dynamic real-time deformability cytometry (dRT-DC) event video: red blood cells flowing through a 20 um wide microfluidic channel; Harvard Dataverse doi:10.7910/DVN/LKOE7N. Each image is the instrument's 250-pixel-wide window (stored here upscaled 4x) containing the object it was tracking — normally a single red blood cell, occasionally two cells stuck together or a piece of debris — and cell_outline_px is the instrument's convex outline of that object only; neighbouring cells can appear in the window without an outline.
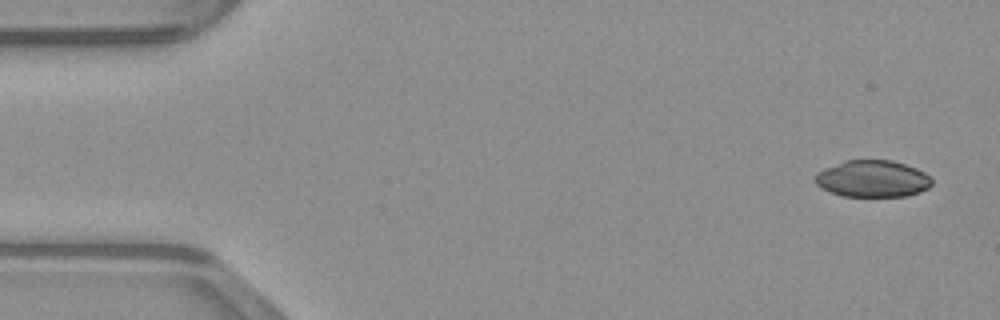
{"species": "common noctule bat (a hibernating species)", "species_latin": "Nyctalus noctula", "temperature_condition": "warm", "stored_images_in_passage": 47, "camera_frame_rate_fps": 3000, "um_per_image_px": 0.085, "animal": {"sex": "male", "body_mass_g": 23.1, "forearm_length_mm": 52.7}, "frame": {"image": 1, "passage_image": 1, "time_ms": 0.0, "image_size_px": [1000, 320], "cell_outline_px": [[932, 184], [928, 188], [904, 196], [844, 196], [832, 192], [816, 184], [812, 180], [816, 172], [824, 168], [844, 160], [892, 160], [916, 168], [924, 172], [932, 180]], "centroid_in_image_um": [74.12, 15.18], "position_along_channel_um": 10.9, "area_um2": 24.91}}
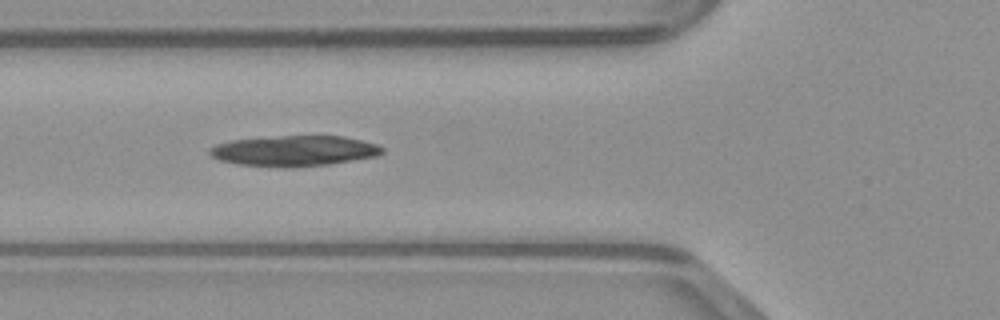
{"frame": {"image": 2, "passage_image": 16, "time_ms": 5.0, "image_size_px": [1000, 320], "cell_outline_px": [[384, 152], [376, 156], [328, 164], [292, 168], [276, 168], [240, 164], [220, 160], [212, 156], [208, 152], [208, 148], [216, 144], [232, 140], [280, 136], [344, 136], [376, 144], [384, 148]], "centroid_in_image_um": [24.99, 12.83], "position_along_channel_um": 100.8, "area_um2": 30.75}}
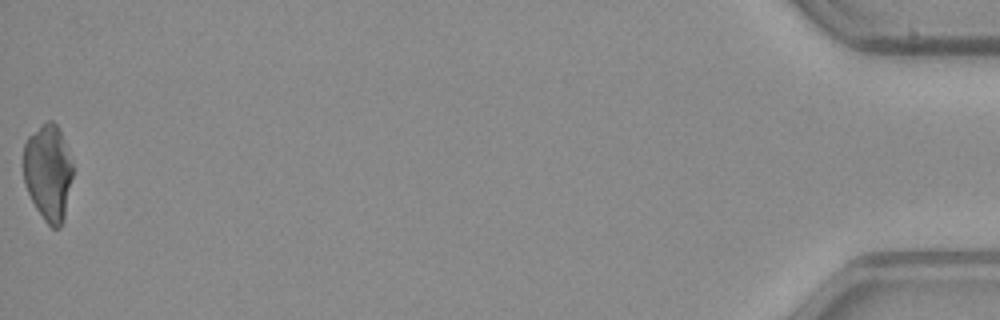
{"frame": {"image": 3, "passage_image": 47, "time_ms": 15.333, "image_size_px": [1000, 320], "cell_outline_px": [[72, 176], [64, 220], [60, 228], [52, 228], [44, 220], [36, 208], [24, 184], [24, 144], [28, 136], [48, 120], [52, 120], [56, 124], [60, 132], [72, 160]], "centroid_in_image_um": [4.09, 14.68], "position_along_channel_um": 431.1, "area_um2": 27.51}}